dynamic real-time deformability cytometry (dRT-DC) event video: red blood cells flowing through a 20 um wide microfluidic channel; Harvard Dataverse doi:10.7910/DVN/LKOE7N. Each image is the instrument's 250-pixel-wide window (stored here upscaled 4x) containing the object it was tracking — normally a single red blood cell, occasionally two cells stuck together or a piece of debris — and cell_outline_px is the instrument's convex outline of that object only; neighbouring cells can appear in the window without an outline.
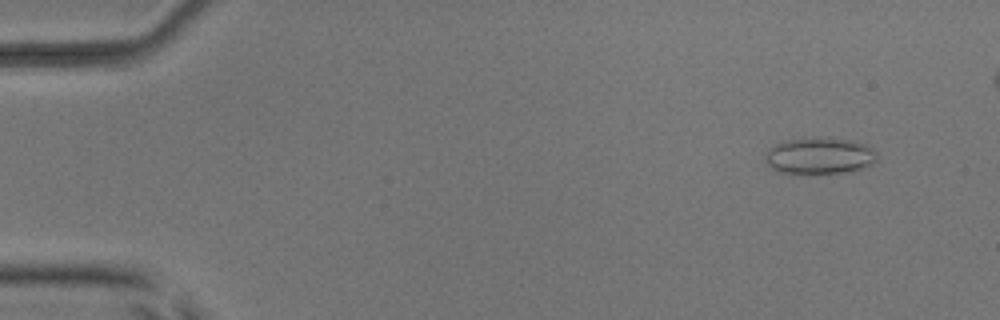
{"species": "common noctule bat (a hibernating species)", "species_latin": "Nyctalus noctula", "temperature_condition": "room temperature", "stored_images_in_passage": 51, "camera_frame_rate_fps": 3000, "um_per_image_px": 0.085, "animal": {"sex": "male", "body_mass_g": 17.9, "forearm_length_mm": 54.2}, "frame": {"image": 1, "passage_image": 5, "time_ms": 1.333, "image_size_px": [1000, 320], "cell_outline_px": [[876, 160], [872, 164], [860, 168], [844, 172], [808, 176], [780, 172], [772, 168], [764, 160], [764, 152], [768, 148], [784, 140], [816, 136], [852, 140], [864, 144], [872, 148], [876, 152]], "centroid_in_image_um": [69.59, 13.25], "position_along_channel_um": 15.4, "area_um2": 24.62}}
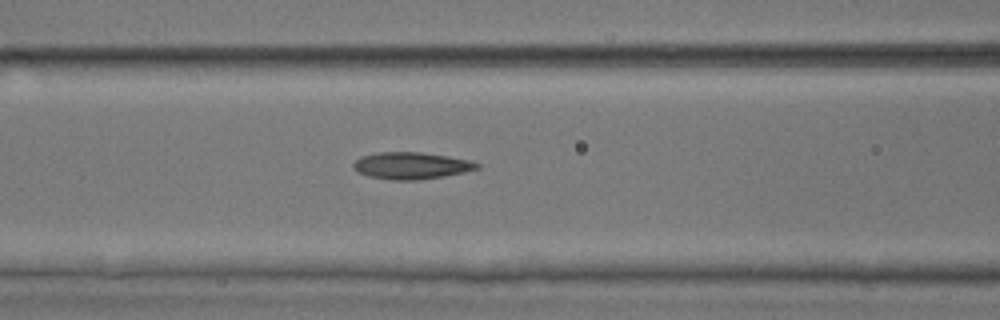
{"frame": {"image": 2, "passage_image": 23, "time_ms": 7.333, "image_size_px": [1000, 320], "cell_outline_px": [[480, 168], [464, 172], [444, 176], [412, 180], [392, 180], [368, 176], [356, 172], [352, 168], [352, 164], [360, 156], [376, 152], [420, 152], [448, 156], [468, 160], [480, 164]], "centroid_in_image_um": [34.9, 14.07], "position_along_channel_um": 131.7, "area_um2": 19.42}}
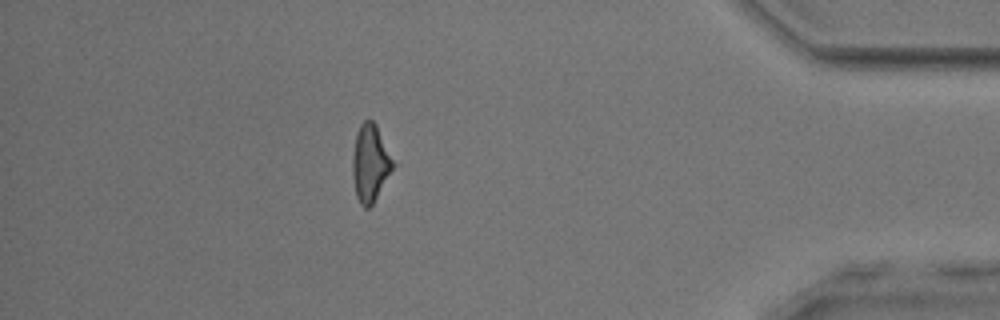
{"frame": {"image": 3, "passage_image": 47, "time_ms": 15.333, "image_size_px": [1000, 320], "cell_outline_px": [[396, 164], [372, 204], [368, 208], [364, 208], [360, 204], [356, 196], [352, 176], [352, 156], [356, 132], [360, 124], [364, 120], [372, 120], [376, 124]], "centroid_in_image_um": [31.46, 13.85], "position_along_channel_um": 403.7, "area_um2": 18.32}}